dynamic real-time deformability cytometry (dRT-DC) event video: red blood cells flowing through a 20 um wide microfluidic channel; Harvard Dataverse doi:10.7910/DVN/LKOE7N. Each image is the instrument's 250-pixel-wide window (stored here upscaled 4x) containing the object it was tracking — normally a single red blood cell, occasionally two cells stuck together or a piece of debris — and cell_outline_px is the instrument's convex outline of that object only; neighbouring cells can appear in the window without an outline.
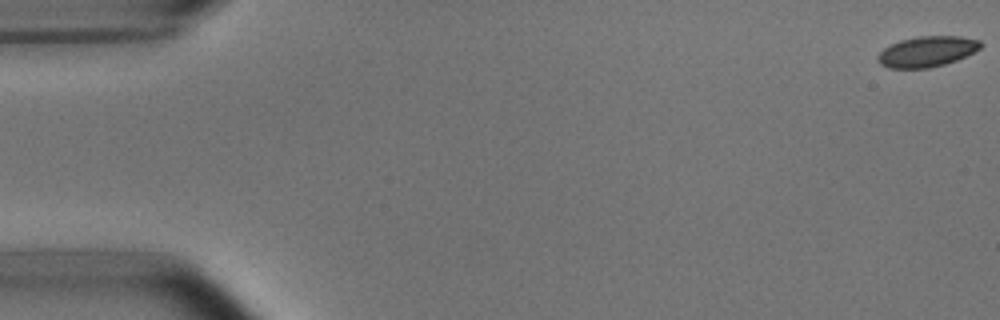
{"species": "common noctule bat (a hibernating species)", "species_latin": "Nyctalus noctula", "temperature_condition": "room temperature", "stored_images_in_passage": 11, "camera_frame_rate_fps": 3000, "um_per_image_px": 0.085, "animal": {"sex": "male", "body_mass_g": 15.6}, "frame": {"image": 1, "passage_image": 1, "time_ms": 0.0, "image_size_px": [1000, 320], "cell_outline_px": [[984, 44], [980, 48], [956, 60], [944, 64], [928, 68], [888, 68], [880, 64], [876, 60], [876, 56], [884, 48], [900, 40], [916, 36], [960, 36], [980, 40]], "centroid_in_image_um": [78.77, 4.37], "position_along_channel_um": 6.2, "area_um2": 18.32}}